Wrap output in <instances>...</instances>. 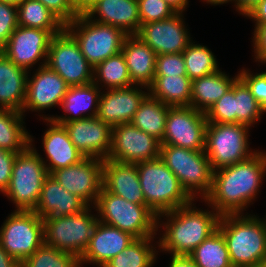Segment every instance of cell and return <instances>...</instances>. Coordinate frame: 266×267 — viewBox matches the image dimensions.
<instances>
[{"instance_id": "obj_44", "label": "cell", "mask_w": 266, "mask_h": 267, "mask_svg": "<svg viewBox=\"0 0 266 267\" xmlns=\"http://www.w3.org/2000/svg\"><path fill=\"white\" fill-rule=\"evenodd\" d=\"M17 27V6L0 1V52Z\"/></svg>"}, {"instance_id": "obj_43", "label": "cell", "mask_w": 266, "mask_h": 267, "mask_svg": "<svg viewBox=\"0 0 266 267\" xmlns=\"http://www.w3.org/2000/svg\"><path fill=\"white\" fill-rule=\"evenodd\" d=\"M237 73L249 87L263 113H266V71L253 74L249 69L243 68Z\"/></svg>"}, {"instance_id": "obj_14", "label": "cell", "mask_w": 266, "mask_h": 267, "mask_svg": "<svg viewBox=\"0 0 266 267\" xmlns=\"http://www.w3.org/2000/svg\"><path fill=\"white\" fill-rule=\"evenodd\" d=\"M160 141L131 123L112 127L111 149L107 159L136 164L159 157Z\"/></svg>"}, {"instance_id": "obj_3", "label": "cell", "mask_w": 266, "mask_h": 267, "mask_svg": "<svg viewBox=\"0 0 266 267\" xmlns=\"http://www.w3.org/2000/svg\"><path fill=\"white\" fill-rule=\"evenodd\" d=\"M222 215L218 229L224 236L233 267L266 266V216Z\"/></svg>"}, {"instance_id": "obj_35", "label": "cell", "mask_w": 266, "mask_h": 267, "mask_svg": "<svg viewBox=\"0 0 266 267\" xmlns=\"http://www.w3.org/2000/svg\"><path fill=\"white\" fill-rule=\"evenodd\" d=\"M93 83L101 89L105 87V90L133 86L122 52L93 68Z\"/></svg>"}, {"instance_id": "obj_54", "label": "cell", "mask_w": 266, "mask_h": 267, "mask_svg": "<svg viewBox=\"0 0 266 267\" xmlns=\"http://www.w3.org/2000/svg\"><path fill=\"white\" fill-rule=\"evenodd\" d=\"M203 2H206L207 4H211L213 6L215 5H222L227 4L228 2H234V0H202Z\"/></svg>"}, {"instance_id": "obj_48", "label": "cell", "mask_w": 266, "mask_h": 267, "mask_svg": "<svg viewBox=\"0 0 266 267\" xmlns=\"http://www.w3.org/2000/svg\"><path fill=\"white\" fill-rule=\"evenodd\" d=\"M252 19L255 23L254 26H259L260 24L266 23V0L258 2L245 16Z\"/></svg>"}, {"instance_id": "obj_42", "label": "cell", "mask_w": 266, "mask_h": 267, "mask_svg": "<svg viewBox=\"0 0 266 267\" xmlns=\"http://www.w3.org/2000/svg\"><path fill=\"white\" fill-rule=\"evenodd\" d=\"M155 76H187L182 53L157 55Z\"/></svg>"}, {"instance_id": "obj_41", "label": "cell", "mask_w": 266, "mask_h": 267, "mask_svg": "<svg viewBox=\"0 0 266 267\" xmlns=\"http://www.w3.org/2000/svg\"><path fill=\"white\" fill-rule=\"evenodd\" d=\"M141 25L172 17L176 12L165 0H137Z\"/></svg>"}, {"instance_id": "obj_26", "label": "cell", "mask_w": 266, "mask_h": 267, "mask_svg": "<svg viewBox=\"0 0 266 267\" xmlns=\"http://www.w3.org/2000/svg\"><path fill=\"white\" fill-rule=\"evenodd\" d=\"M128 72L133 85L149 88L155 78L157 54L137 35H127L122 46Z\"/></svg>"}, {"instance_id": "obj_29", "label": "cell", "mask_w": 266, "mask_h": 267, "mask_svg": "<svg viewBox=\"0 0 266 267\" xmlns=\"http://www.w3.org/2000/svg\"><path fill=\"white\" fill-rule=\"evenodd\" d=\"M238 77L239 74L232 78L220 69L215 73L193 80L190 107L206 113L232 87Z\"/></svg>"}, {"instance_id": "obj_4", "label": "cell", "mask_w": 266, "mask_h": 267, "mask_svg": "<svg viewBox=\"0 0 266 267\" xmlns=\"http://www.w3.org/2000/svg\"><path fill=\"white\" fill-rule=\"evenodd\" d=\"M136 165L145 205L157 216L192 201L182 189L176 175L159 157Z\"/></svg>"}, {"instance_id": "obj_50", "label": "cell", "mask_w": 266, "mask_h": 267, "mask_svg": "<svg viewBox=\"0 0 266 267\" xmlns=\"http://www.w3.org/2000/svg\"><path fill=\"white\" fill-rule=\"evenodd\" d=\"M171 260L168 267H197L189 255H170Z\"/></svg>"}, {"instance_id": "obj_25", "label": "cell", "mask_w": 266, "mask_h": 267, "mask_svg": "<svg viewBox=\"0 0 266 267\" xmlns=\"http://www.w3.org/2000/svg\"><path fill=\"white\" fill-rule=\"evenodd\" d=\"M89 205L79 196L69 193L50 174L45 179L34 210L42 219L77 214Z\"/></svg>"}, {"instance_id": "obj_2", "label": "cell", "mask_w": 266, "mask_h": 267, "mask_svg": "<svg viewBox=\"0 0 266 267\" xmlns=\"http://www.w3.org/2000/svg\"><path fill=\"white\" fill-rule=\"evenodd\" d=\"M193 202L196 200L157 216V229L164 231L162 234L160 229L157 231L160 232V238L155 242L158 250L165 254L189 255L218 229L221 216L212 207L203 210Z\"/></svg>"}, {"instance_id": "obj_5", "label": "cell", "mask_w": 266, "mask_h": 267, "mask_svg": "<svg viewBox=\"0 0 266 267\" xmlns=\"http://www.w3.org/2000/svg\"><path fill=\"white\" fill-rule=\"evenodd\" d=\"M93 210L100 222L130 233L136 239L157 234V215L147 205L129 202L103 187Z\"/></svg>"}, {"instance_id": "obj_30", "label": "cell", "mask_w": 266, "mask_h": 267, "mask_svg": "<svg viewBox=\"0 0 266 267\" xmlns=\"http://www.w3.org/2000/svg\"><path fill=\"white\" fill-rule=\"evenodd\" d=\"M191 87L188 76H155L149 94L170 107L190 106Z\"/></svg>"}, {"instance_id": "obj_31", "label": "cell", "mask_w": 266, "mask_h": 267, "mask_svg": "<svg viewBox=\"0 0 266 267\" xmlns=\"http://www.w3.org/2000/svg\"><path fill=\"white\" fill-rule=\"evenodd\" d=\"M24 118L20 111L0 109V148L20 153L30 145Z\"/></svg>"}, {"instance_id": "obj_37", "label": "cell", "mask_w": 266, "mask_h": 267, "mask_svg": "<svg viewBox=\"0 0 266 267\" xmlns=\"http://www.w3.org/2000/svg\"><path fill=\"white\" fill-rule=\"evenodd\" d=\"M182 55L187 76L192 81L220 70L216 56L206 45L195 44L192 40Z\"/></svg>"}, {"instance_id": "obj_23", "label": "cell", "mask_w": 266, "mask_h": 267, "mask_svg": "<svg viewBox=\"0 0 266 267\" xmlns=\"http://www.w3.org/2000/svg\"><path fill=\"white\" fill-rule=\"evenodd\" d=\"M103 188L129 202L145 204L136 164L103 160Z\"/></svg>"}, {"instance_id": "obj_18", "label": "cell", "mask_w": 266, "mask_h": 267, "mask_svg": "<svg viewBox=\"0 0 266 267\" xmlns=\"http://www.w3.org/2000/svg\"><path fill=\"white\" fill-rule=\"evenodd\" d=\"M184 19V14L176 13L168 19L141 25L136 35L157 55L182 53L193 39Z\"/></svg>"}, {"instance_id": "obj_1", "label": "cell", "mask_w": 266, "mask_h": 267, "mask_svg": "<svg viewBox=\"0 0 266 267\" xmlns=\"http://www.w3.org/2000/svg\"><path fill=\"white\" fill-rule=\"evenodd\" d=\"M265 176L266 152L257 149L249 158L213 171L212 189L203 202L220 216L245 214Z\"/></svg>"}, {"instance_id": "obj_24", "label": "cell", "mask_w": 266, "mask_h": 267, "mask_svg": "<svg viewBox=\"0 0 266 267\" xmlns=\"http://www.w3.org/2000/svg\"><path fill=\"white\" fill-rule=\"evenodd\" d=\"M86 16L115 26L127 35H136L141 27L137 0H100Z\"/></svg>"}, {"instance_id": "obj_15", "label": "cell", "mask_w": 266, "mask_h": 267, "mask_svg": "<svg viewBox=\"0 0 266 267\" xmlns=\"http://www.w3.org/2000/svg\"><path fill=\"white\" fill-rule=\"evenodd\" d=\"M35 70L32 77L31 72L28 73L26 99L21 113L25 116L27 111L40 112L38 115L42 120L52 119L53 115H41V112L60 106L69 85L47 65Z\"/></svg>"}, {"instance_id": "obj_17", "label": "cell", "mask_w": 266, "mask_h": 267, "mask_svg": "<svg viewBox=\"0 0 266 267\" xmlns=\"http://www.w3.org/2000/svg\"><path fill=\"white\" fill-rule=\"evenodd\" d=\"M53 37L48 30L18 26L10 35L2 52L17 66L31 71L37 63L39 67L46 65Z\"/></svg>"}, {"instance_id": "obj_8", "label": "cell", "mask_w": 266, "mask_h": 267, "mask_svg": "<svg viewBox=\"0 0 266 267\" xmlns=\"http://www.w3.org/2000/svg\"><path fill=\"white\" fill-rule=\"evenodd\" d=\"M94 206L68 216L45 217L43 219L44 244L60 251L81 257L88 247L98 223L92 214Z\"/></svg>"}, {"instance_id": "obj_40", "label": "cell", "mask_w": 266, "mask_h": 267, "mask_svg": "<svg viewBox=\"0 0 266 267\" xmlns=\"http://www.w3.org/2000/svg\"><path fill=\"white\" fill-rule=\"evenodd\" d=\"M205 115L207 122L236 124L234 83Z\"/></svg>"}, {"instance_id": "obj_28", "label": "cell", "mask_w": 266, "mask_h": 267, "mask_svg": "<svg viewBox=\"0 0 266 267\" xmlns=\"http://www.w3.org/2000/svg\"><path fill=\"white\" fill-rule=\"evenodd\" d=\"M101 91V88L93 82L87 85L69 86L60 105L66 115H55L52 120L70 122L97 116Z\"/></svg>"}, {"instance_id": "obj_34", "label": "cell", "mask_w": 266, "mask_h": 267, "mask_svg": "<svg viewBox=\"0 0 266 267\" xmlns=\"http://www.w3.org/2000/svg\"><path fill=\"white\" fill-rule=\"evenodd\" d=\"M154 239L156 236L136 239L103 267H153L160 252Z\"/></svg>"}, {"instance_id": "obj_16", "label": "cell", "mask_w": 266, "mask_h": 267, "mask_svg": "<svg viewBox=\"0 0 266 267\" xmlns=\"http://www.w3.org/2000/svg\"><path fill=\"white\" fill-rule=\"evenodd\" d=\"M50 175L69 193L94 206L103 187V160L85 157L78 164L60 168Z\"/></svg>"}, {"instance_id": "obj_7", "label": "cell", "mask_w": 266, "mask_h": 267, "mask_svg": "<svg viewBox=\"0 0 266 267\" xmlns=\"http://www.w3.org/2000/svg\"><path fill=\"white\" fill-rule=\"evenodd\" d=\"M33 141V136L30 135V145L17 153L9 186L3 193L15 204V210L36 209L42 186L49 175Z\"/></svg>"}, {"instance_id": "obj_49", "label": "cell", "mask_w": 266, "mask_h": 267, "mask_svg": "<svg viewBox=\"0 0 266 267\" xmlns=\"http://www.w3.org/2000/svg\"><path fill=\"white\" fill-rule=\"evenodd\" d=\"M100 0H70L77 16L86 15Z\"/></svg>"}, {"instance_id": "obj_46", "label": "cell", "mask_w": 266, "mask_h": 267, "mask_svg": "<svg viewBox=\"0 0 266 267\" xmlns=\"http://www.w3.org/2000/svg\"><path fill=\"white\" fill-rule=\"evenodd\" d=\"M16 155L17 153L0 148V192L2 194L9 186Z\"/></svg>"}, {"instance_id": "obj_21", "label": "cell", "mask_w": 266, "mask_h": 267, "mask_svg": "<svg viewBox=\"0 0 266 267\" xmlns=\"http://www.w3.org/2000/svg\"><path fill=\"white\" fill-rule=\"evenodd\" d=\"M135 240L130 233L98 221L88 247L80 257V266L93 264L103 267Z\"/></svg>"}, {"instance_id": "obj_33", "label": "cell", "mask_w": 266, "mask_h": 267, "mask_svg": "<svg viewBox=\"0 0 266 267\" xmlns=\"http://www.w3.org/2000/svg\"><path fill=\"white\" fill-rule=\"evenodd\" d=\"M18 26L40 28L54 36L60 34L65 25L38 0H23L17 6Z\"/></svg>"}, {"instance_id": "obj_47", "label": "cell", "mask_w": 266, "mask_h": 267, "mask_svg": "<svg viewBox=\"0 0 266 267\" xmlns=\"http://www.w3.org/2000/svg\"><path fill=\"white\" fill-rule=\"evenodd\" d=\"M251 40L255 61L263 65L266 64V23L254 27Z\"/></svg>"}, {"instance_id": "obj_38", "label": "cell", "mask_w": 266, "mask_h": 267, "mask_svg": "<svg viewBox=\"0 0 266 267\" xmlns=\"http://www.w3.org/2000/svg\"><path fill=\"white\" fill-rule=\"evenodd\" d=\"M236 124L250 128L257 124L264 113L246 83L238 77L234 82Z\"/></svg>"}, {"instance_id": "obj_32", "label": "cell", "mask_w": 266, "mask_h": 267, "mask_svg": "<svg viewBox=\"0 0 266 267\" xmlns=\"http://www.w3.org/2000/svg\"><path fill=\"white\" fill-rule=\"evenodd\" d=\"M169 107L148 94L140 103L130 123L161 142L165 133Z\"/></svg>"}, {"instance_id": "obj_6", "label": "cell", "mask_w": 266, "mask_h": 267, "mask_svg": "<svg viewBox=\"0 0 266 267\" xmlns=\"http://www.w3.org/2000/svg\"><path fill=\"white\" fill-rule=\"evenodd\" d=\"M159 158L176 175L192 199L204 200L212 189L213 170L204 150L161 144Z\"/></svg>"}, {"instance_id": "obj_52", "label": "cell", "mask_w": 266, "mask_h": 267, "mask_svg": "<svg viewBox=\"0 0 266 267\" xmlns=\"http://www.w3.org/2000/svg\"><path fill=\"white\" fill-rule=\"evenodd\" d=\"M0 267H20V263L15 260L8 252L0 245Z\"/></svg>"}, {"instance_id": "obj_53", "label": "cell", "mask_w": 266, "mask_h": 267, "mask_svg": "<svg viewBox=\"0 0 266 267\" xmlns=\"http://www.w3.org/2000/svg\"><path fill=\"white\" fill-rule=\"evenodd\" d=\"M167 4L176 12L184 13L187 7H189V0H165Z\"/></svg>"}, {"instance_id": "obj_12", "label": "cell", "mask_w": 266, "mask_h": 267, "mask_svg": "<svg viewBox=\"0 0 266 267\" xmlns=\"http://www.w3.org/2000/svg\"><path fill=\"white\" fill-rule=\"evenodd\" d=\"M46 65L69 86L93 82V67L81 53L78 43L65 29L52 38Z\"/></svg>"}, {"instance_id": "obj_19", "label": "cell", "mask_w": 266, "mask_h": 267, "mask_svg": "<svg viewBox=\"0 0 266 267\" xmlns=\"http://www.w3.org/2000/svg\"><path fill=\"white\" fill-rule=\"evenodd\" d=\"M64 125L73 145L85 156L101 160L108 158L111 149L112 127L97 116L70 122Z\"/></svg>"}, {"instance_id": "obj_9", "label": "cell", "mask_w": 266, "mask_h": 267, "mask_svg": "<svg viewBox=\"0 0 266 267\" xmlns=\"http://www.w3.org/2000/svg\"><path fill=\"white\" fill-rule=\"evenodd\" d=\"M65 30L78 43L81 53L93 68L107 58L121 53L127 36L121 29L98 23L86 15L77 16L65 25Z\"/></svg>"}, {"instance_id": "obj_22", "label": "cell", "mask_w": 266, "mask_h": 267, "mask_svg": "<svg viewBox=\"0 0 266 267\" xmlns=\"http://www.w3.org/2000/svg\"><path fill=\"white\" fill-rule=\"evenodd\" d=\"M43 121L47 122L48 127L42 135V146L46 158L41 157L40 154L39 156L49 174L60 168L78 164L85 158L73 145L64 125L56 123L52 119Z\"/></svg>"}, {"instance_id": "obj_36", "label": "cell", "mask_w": 266, "mask_h": 267, "mask_svg": "<svg viewBox=\"0 0 266 267\" xmlns=\"http://www.w3.org/2000/svg\"><path fill=\"white\" fill-rule=\"evenodd\" d=\"M189 256L197 267H233L224 236L219 229L199 244Z\"/></svg>"}, {"instance_id": "obj_51", "label": "cell", "mask_w": 266, "mask_h": 267, "mask_svg": "<svg viewBox=\"0 0 266 267\" xmlns=\"http://www.w3.org/2000/svg\"><path fill=\"white\" fill-rule=\"evenodd\" d=\"M260 1L262 0H234L233 5L240 15L246 16L249 11Z\"/></svg>"}, {"instance_id": "obj_55", "label": "cell", "mask_w": 266, "mask_h": 267, "mask_svg": "<svg viewBox=\"0 0 266 267\" xmlns=\"http://www.w3.org/2000/svg\"><path fill=\"white\" fill-rule=\"evenodd\" d=\"M0 1H3V2H6V3L13 4L15 6H18L23 0H0Z\"/></svg>"}, {"instance_id": "obj_10", "label": "cell", "mask_w": 266, "mask_h": 267, "mask_svg": "<svg viewBox=\"0 0 266 267\" xmlns=\"http://www.w3.org/2000/svg\"><path fill=\"white\" fill-rule=\"evenodd\" d=\"M249 131L250 127L243 124L207 122L204 151L213 171L241 162L256 152L249 148Z\"/></svg>"}, {"instance_id": "obj_45", "label": "cell", "mask_w": 266, "mask_h": 267, "mask_svg": "<svg viewBox=\"0 0 266 267\" xmlns=\"http://www.w3.org/2000/svg\"><path fill=\"white\" fill-rule=\"evenodd\" d=\"M38 1H40L64 25H67L77 17V15L73 10L70 0H38Z\"/></svg>"}, {"instance_id": "obj_39", "label": "cell", "mask_w": 266, "mask_h": 267, "mask_svg": "<svg viewBox=\"0 0 266 267\" xmlns=\"http://www.w3.org/2000/svg\"><path fill=\"white\" fill-rule=\"evenodd\" d=\"M20 267H81L80 258L43 244Z\"/></svg>"}, {"instance_id": "obj_27", "label": "cell", "mask_w": 266, "mask_h": 267, "mask_svg": "<svg viewBox=\"0 0 266 267\" xmlns=\"http://www.w3.org/2000/svg\"><path fill=\"white\" fill-rule=\"evenodd\" d=\"M29 71L0 52V109L22 112Z\"/></svg>"}, {"instance_id": "obj_11", "label": "cell", "mask_w": 266, "mask_h": 267, "mask_svg": "<svg viewBox=\"0 0 266 267\" xmlns=\"http://www.w3.org/2000/svg\"><path fill=\"white\" fill-rule=\"evenodd\" d=\"M0 227V245L20 264L44 244L43 219L35 211L14 210Z\"/></svg>"}, {"instance_id": "obj_13", "label": "cell", "mask_w": 266, "mask_h": 267, "mask_svg": "<svg viewBox=\"0 0 266 267\" xmlns=\"http://www.w3.org/2000/svg\"><path fill=\"white\" fill-rule=\"evenodd\" d=\"M206 128L204 112L190 106L169 107L165 133L160 144L205 150Z\"/></svg>"}, {"instance_id": "obj_20", "label": "cell", "mask_w": 266, "mask_h": 267, "mask_svg": "<svg viewBox=\"0 0 266 267\" xmlns=\"http://www.w3.org/2000/svg\"><path fill=\"white\" fill-rule=\"evenodd\" d=\"M148 94L149 88L141 85L107 91L104 89L99 98L97 117L111 127L130 123Z\"/></svg>"}]
</instances>
